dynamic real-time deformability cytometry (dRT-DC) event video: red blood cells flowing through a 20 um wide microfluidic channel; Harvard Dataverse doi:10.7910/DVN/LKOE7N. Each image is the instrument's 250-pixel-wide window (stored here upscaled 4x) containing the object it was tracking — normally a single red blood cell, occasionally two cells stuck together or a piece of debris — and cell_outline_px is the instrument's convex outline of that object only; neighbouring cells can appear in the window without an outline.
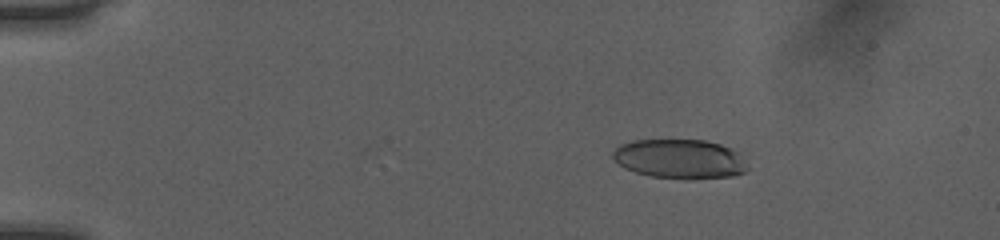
{"species": "human", "species_latin": "Homo sapiens", "temperature_condition": "room temperature", "stored_images_in_passage": 46, "camera_frame_rate_fps": 3000, "um_per_image_px": 0.085, "donor": {"sex": "female"}, "frame": {"image": 1, "passage_image": 4, "time_ms": 1.0, "image_size_px": [1000, 240], "cell_outline_px": [[748, 168], [744, 172], [732, 176], [652, 176], [636, 172], [624, 168], [612, 156], [612, 152], [620, 144], [632, 140], [704, 140], [720, 144], [736, 152]], "centroid_in_image_um": [57.7, 13.46], "position_along_channel_um": 27.3, "area_um2": 29.54}}
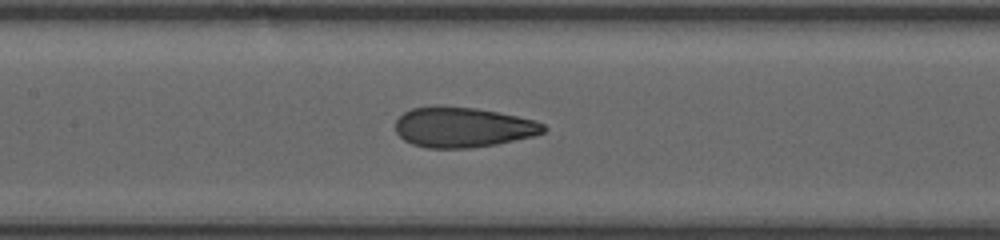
{"frame": {"image": 2, "passage_image": 21, "time_ms": 6.667, "image_size_px": [1000, 240], "cell_outline_px": [[548, 128], [544, 132], [532, 136], [496, 144], [472, 148], [428, 148], [412, 144], [404, 140], [396, 132], [396, 120], [404, 112], [412, 108], [432, 104], [476, 108], [516, 116], [532, 120], [544, 124]], "centroid_in_image_um": [39.3, 10.8], "position_along_channel_um": 168.1, "area_um2": 34.8}}
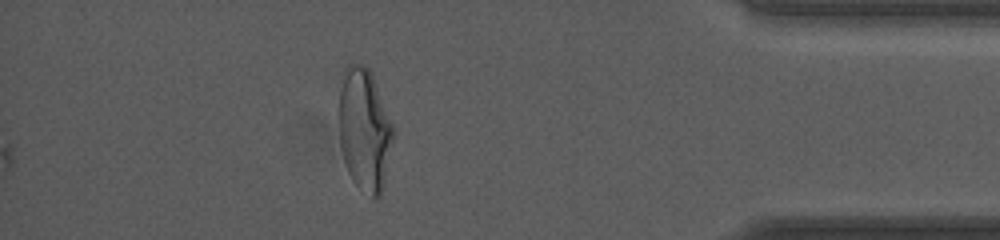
{"frame": {"image": 3, "passage_image": 41, "time_ms": 13.333, "image_size_px": [1000, 240], "cell_outline_px": [[396, 132], [384, 184], [380, 196], [372, 196], [356, 184], [352, 180], [348, 172], [340, 148], [340, 72], [348, 64], [364, 64], [368, 68], [372, 76], [396, 128]], "centroid_in_image_um": [31.01, 10.98], "position_along_channel_um": 404.2, "area_um2": 39.07}, "authors_computed_cell_mechanics": {"area_um2": 34.4777, "velocity_mm_per_s": 4.058, "shape_relaxation_time_tau1_ms": 6.5766, "shape_relaxation_time_tau2_ms": 0.9439, "deformation_change_tau1": 0.2177, "deformation_change_tau2": 0.0839}}